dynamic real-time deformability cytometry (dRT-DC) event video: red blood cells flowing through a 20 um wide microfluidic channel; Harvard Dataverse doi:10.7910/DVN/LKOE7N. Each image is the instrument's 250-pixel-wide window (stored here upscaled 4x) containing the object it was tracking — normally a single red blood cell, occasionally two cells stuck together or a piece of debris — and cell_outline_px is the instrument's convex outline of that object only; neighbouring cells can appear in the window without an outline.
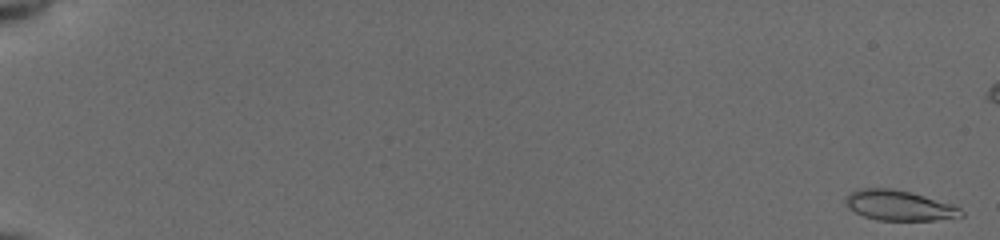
{"species": "common noctule bat (a hibernating species)", "species_latin": "Nyctalus noctula", "temperature_condition": "cold", "stored_images_in_passage": 50, "camera_frame_rate_fps": 3000, "um_per_image_px": 0.085, "animal": {"sex": "female", "body_mass_g": 19.5, "forearm_length_mm": 54.1}, "frame": {"image": 1, "passage_image": 1, "time_ms": 0.0, "image_size_px": [1000, 240], "cell_outline_px": [[964, 216], [932, 220], [876, 220], [864, 216], [848, 208], [844, 200], [844, 196], [856, 188], [892, 188], [908, 192], [952, 204], [960, 208], [964, 212]], "centroid_in_image_um": [76.37, 17.46], "position_along_channel_um": 8.6, "area_um2": 20.29}}
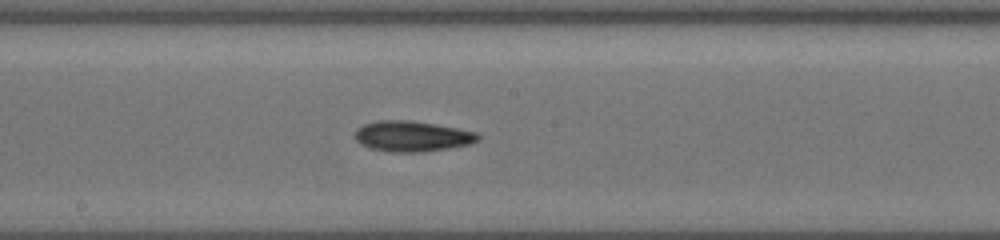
{"frame": {"image": 2, "passage_image": 32, "time_ms": 10.333, "image_size_px": [1000, 240], "cell_outline_px": [[480, 140], [472, 144], [424, 152], [388, 152], [372, 148], [360, 144], [352, 136], [356, 128], [364, 124], [380, 120], [408, 120], [456, 128], [476, 132], [480, 136]], "centroid_in_image_um": [35.0, 11.59], "position_along_channel_um": 213.2, "area_um2": 22.02}}
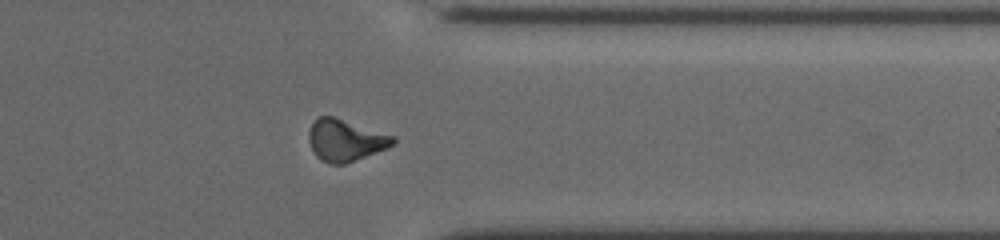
{"frame": {"image": 3, "passage_image": 45, "time_ms": 14.667, "image_size_px": [1000, 240], "cell_outline_px": [[396, 140], [388, 148], [344, 164], [332, 164], [320, 160], [316, 156], [308, 140], [308, 132], [312, 124], [320, 116], [332, 116], [396, 136]], "centroid_in_image_um": [29.36, 11.93], "position_along_channel_um": 382.0, "area_um2": 20.35}}